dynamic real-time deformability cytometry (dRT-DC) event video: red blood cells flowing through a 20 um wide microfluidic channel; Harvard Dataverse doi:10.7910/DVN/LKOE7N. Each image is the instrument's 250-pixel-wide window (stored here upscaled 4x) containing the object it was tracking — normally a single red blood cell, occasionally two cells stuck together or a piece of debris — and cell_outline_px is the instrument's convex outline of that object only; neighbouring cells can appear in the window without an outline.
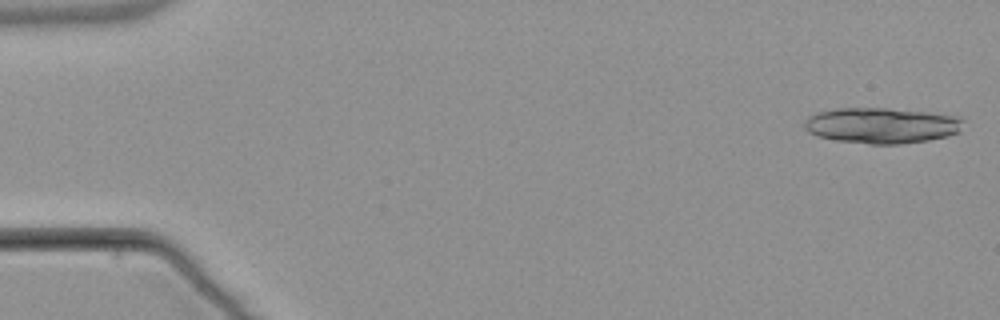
{"species": "common noctule bat (a hibernating species)", "species_latin": "Nyctalus noctula", "temperature_condition": "warm", "stored_images_in_passage": 22, "camera_frame_rate_fps": 3000, "um_per_image_px": 0.085, "animal": {"sex": "male", "body_mass_g": 21.5, "forearm_length_mm": 52.0}, "frame": {"image": 1, "passage_image": 1, "time_ms": 0.0, "image_size_px": [1000, 320], "cell_outline_px": [[964, 120], [960, 132], [928, 140], [900, 144], [868, 144], [836, 140], [820, 136], [808, 132], [804, 128], [804, 120], [808, 116], [816, 112], [836, 108], [888, 108], [960, 116]], "centroid_in_image_um": [74.92, 10.66], "position_along_channel_um": 10.1, "area_um2": 33.12}}
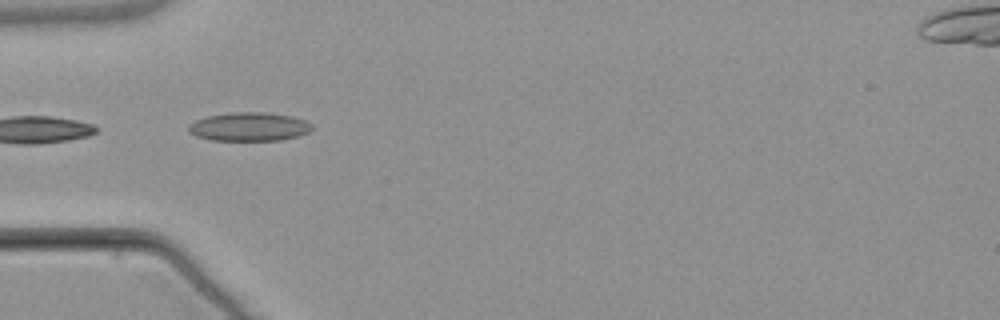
{"frame": {"image": 2, "passage_image": 17, "time_ms": 5.333, "image_size_px": [1000, 320], "cell_outline_px": [[312, 128], [308, 132], [296, 136], [280, 140], [212, 140], [196, 136], [188, 132], [188, 124], [196, 120], [208, 116], [232, 112], [268, 112], [292, 116], [304, 120], [312, 124]], "centroid_in_image_um": [21.16, 10.76], "position_along_channel_um": 63.8, "area_um2": 20.58}}